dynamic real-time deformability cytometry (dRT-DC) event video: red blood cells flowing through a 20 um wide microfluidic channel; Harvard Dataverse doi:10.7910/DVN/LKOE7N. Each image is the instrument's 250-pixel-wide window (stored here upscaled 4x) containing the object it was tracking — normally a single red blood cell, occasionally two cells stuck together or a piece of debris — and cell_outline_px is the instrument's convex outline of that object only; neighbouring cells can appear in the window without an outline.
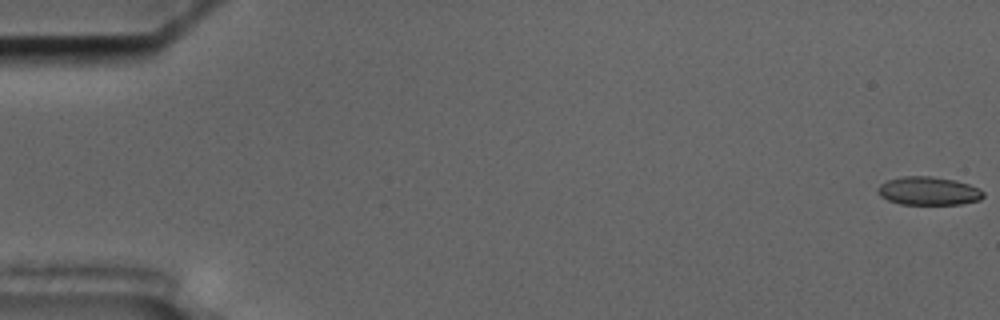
{"species": "common noctule bat (a hibernating species)", "species_latin": "Nyctalus noctula", "temperature_condition": "cold", "stored_images_in_passage": 58, "camera_frame_rate_fps": 3000, "um_per_image_px": 0.085, "animal": {"sex": "male", "body_mass_g": 17.5, "forearm_length_mm": 52.3}, "frame": {"image": 1, "passage_image": 1, "time_ms": 0.0, "image_size_px": [1000, 320], "cell_outline_px": [[984, 196], [980, 200], [960, 204], [900, 204], [888, 200], [880, 196], [876, 192], [876, 188], [880, 184], [888, 180], [904, 176], [928, 176], [952, 180], [968, 184], [980, 188], [984, 192]], "centroid_in_image_um": [78.9, 16.24], "position_along_channel_um": 6.1, "area_um2": 17.4}}
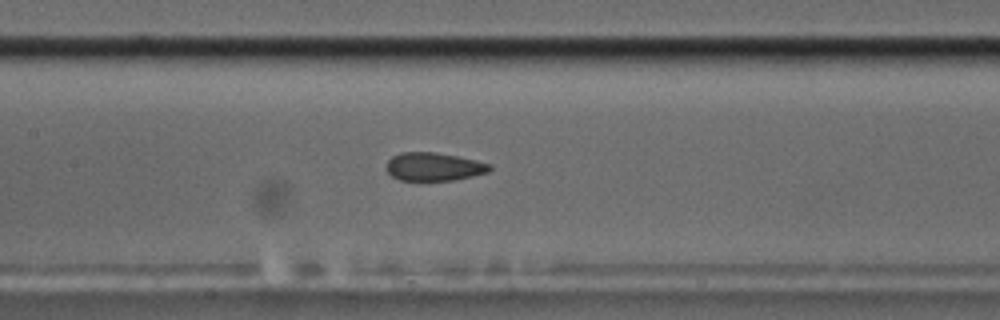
{"frame": {"image": 2, "passage_image": 28, "time_ms": 9.0, "image_size_px": [1000, 320], "cell_outline_px": [[492, 168], [488, 172], [456, 180], [400, 180], [392, 176], [384, 168], [388, 160], [392, 156], [400, 152], [436, 152], [476, 160], [492, 164]], "centroid_in_image_um": [36.86, 14.16], "position_along_channel_um": 170.5, "area_um2": 17.11}}
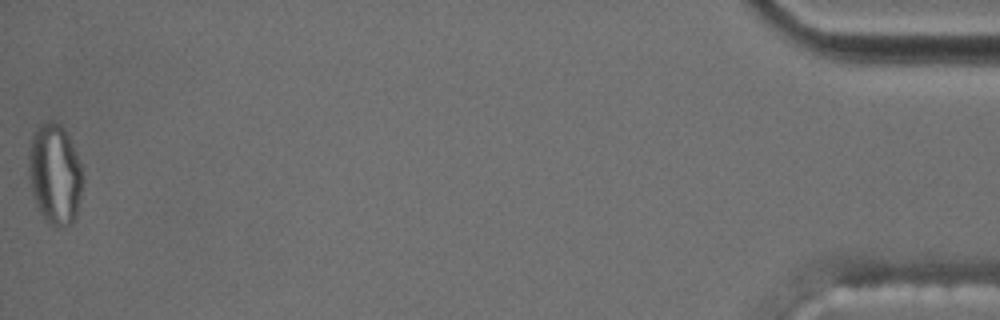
{"frame": {"image": 3, "passage_image": 58, "time_ms": 19.0, "image_size_px": [1000, 320], "cell_outline_px": [[84, 180], [76, 216], [72, 224], [60, 228], [56, 228], [48, 224], [44, 220], [36, 204], [32, 192], [28, 172], [28, 152], [32, 136], [40, 124], [48, 120], [56, 120], [60, 124], [68, 136], [72, 144], [80, 164], [84, 176]], "centroid_in_image_um": [4.66, 14.83], "position_along_channel_um": 430.5, "area_um2": 32.14}, "authors_computed_cell_mechanics": {"area_um2": 18.0625, "velocity_mm_per_s": 3.5471, "shape_relaxation_time_tau1_ms": null, "shape_relaxation_time_tau2_ms": 1.5554, "deformation_change_tau1": null, "deformation_change_tau2": 0.0694}}